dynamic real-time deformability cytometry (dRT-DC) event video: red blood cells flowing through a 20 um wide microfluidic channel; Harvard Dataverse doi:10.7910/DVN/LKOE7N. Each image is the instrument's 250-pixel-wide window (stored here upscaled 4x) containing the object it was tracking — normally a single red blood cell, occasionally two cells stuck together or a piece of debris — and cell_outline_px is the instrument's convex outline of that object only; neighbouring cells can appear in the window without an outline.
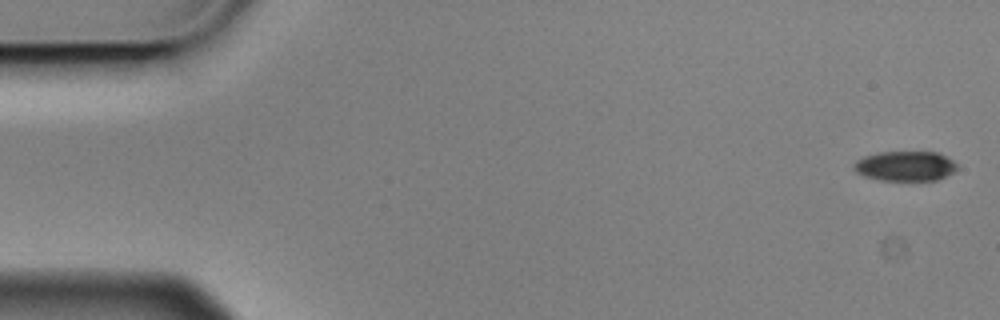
{"species": "Egyptian fruit bat (a non-hibernating species)", "species_latin": "Rousettus aegyptiacus", "temperature_condition": "cold", "stored_images_in_passage": 14, "camera_frame_rate_fps": 3000, "um_per_image_px": 0.085, "animal": {"sex": "male"}, "frame": {"image": 1, "passage_image": 1, "time_ms": 0.0, "image_size_px": [1000, 320], "cell_outline_px": [[956, 168], [952, 172], [936, 180], [880, 180], [864, 176], [856, 172], [852, 168], [852, 164], [856, 160], [864, 156], [880, 152], [940, 152], [952, 160], [956, 164]], "centroid_in_image_um": [76.9, 14.1], "position_along_channel_um": 8.1, "area_um2": 17.92}}
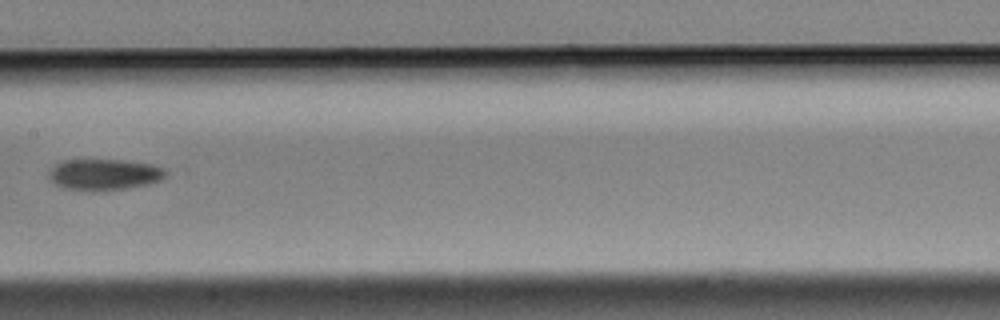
{"frame": {"image": 2, "passage_image": 8, "time_ms": 2.333, "image_size_px": [1000, 320], "cell_outline_px": [[168, 176], [160, 180], [148, 184], [128, 188], [64, 188], [48, 180], [48, 172], [56, 164], [64, 160], [124, 160], [152, 164], [168, 168]], "centroid_in_image_um": [8.93, 14.79], "position_along_channel_um": 198.5, "area_um2": 20.75}}
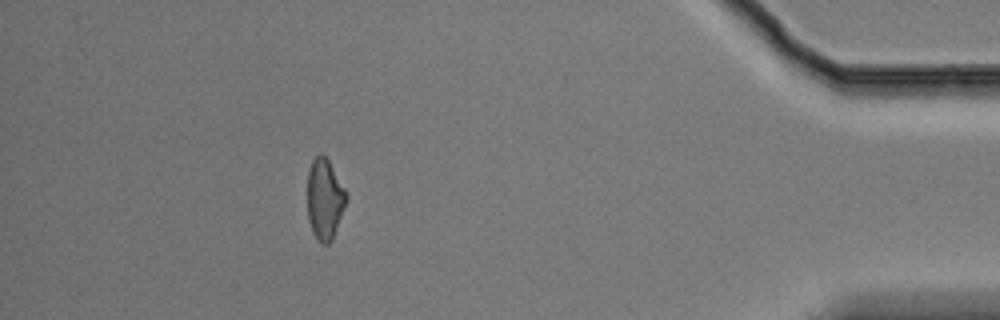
{"frame": {"image": 3, "passage_image": 14, "time_ms": 4.333, "image_size_px": [1000, 320], "cell_outline_px": [[348, 196], [332, 240], [328, 244], [324, 244], [312, 232], [308, 220], [308, 172], [312, 160], [320, 152], [328, 160], [344, 188]], "centroid_in_image_um": [27.59, 16.91], "position_along_channel_um": 407.6, "area_um2": 17.92}}